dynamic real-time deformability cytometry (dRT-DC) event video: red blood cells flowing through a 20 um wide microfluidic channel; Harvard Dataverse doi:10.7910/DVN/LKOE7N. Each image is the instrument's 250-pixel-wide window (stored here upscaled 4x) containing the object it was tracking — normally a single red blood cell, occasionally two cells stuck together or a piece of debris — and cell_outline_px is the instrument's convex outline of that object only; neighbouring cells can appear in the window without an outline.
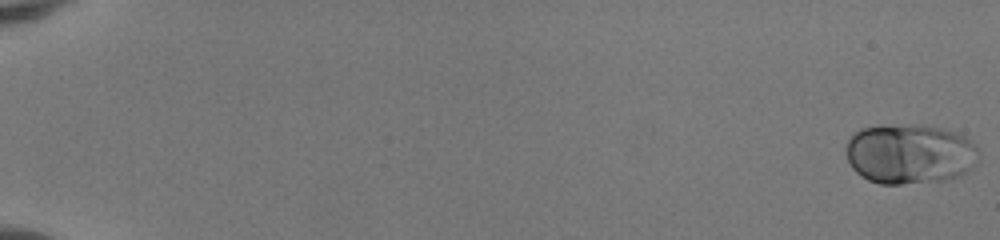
{"species": "human", "species_latin": "Homo sapiens", "temperature_condition": "room temperature", "stored_images_in_passage": 52, "camera_frame_rate_fps": 3000, "um_per_image_px": 0.085, "donor": {"sex": "female"}, "frame": {"image": 1, "passage_image": 1, "time_ms": 0.0, "image_size_px": [1000, 240], "cell_outline_px": [[976, 152], [972, 168], [956, 176], [944, 180], [904, 184], [880, 184], [868, 180], [860, 176], [852, 168], [848, 160], [844, 148], [848, 140], [860, 128], [908, 124], [920, 124], [940, 128], [964, 136], [976, 144]], "centroid_in_image_um": [77.27, 13.08], "position_along_channel_um": 7.7, "area_um2": 46.18}}
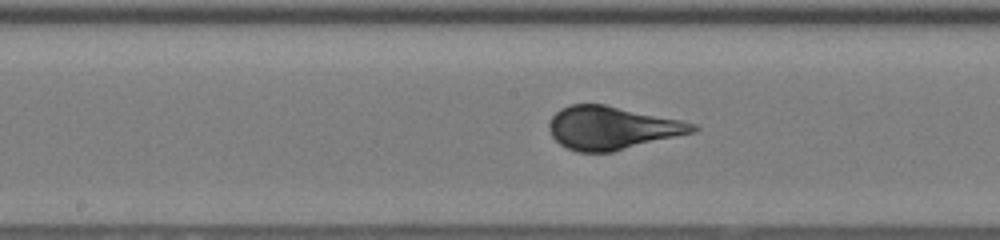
{"frame": {"image": 2, "passage_image": 30, "time_ms": 9.667, "image_size_px": [1000, 240], "cell_outline_px": [[700, 128], [696, 132], [612, 152], [576, 152], [560, 144], [552, 136], [548, 128], [548, 124], [552, 116], [560, 108], [568, 104], [604, 104], [680, 120], [696, 124]], "centroid_in_image_um": [52.01, 10.87], "position_along_channel_um": 196.2, "area_um2": 36.13}}
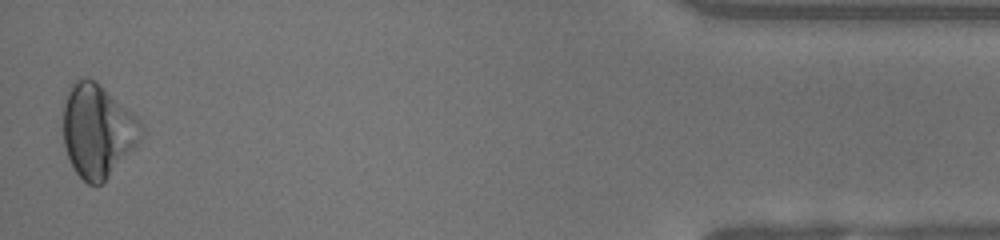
{"frame": {"image": 3, "passage_image": 52, "time_ms": 17.0, "image_size_px": [1000, 240], "cell_outline_px": [[144, 136], [108, 176], [100, 184], [88, 184], [76, 172], [68, 156], [64, 144], [64, 104], [68, 88], [80, 76], [96, 80], [132, 112], [140, 120], [144, 132]], "centroid_in_image_um": [8.3, 11.06], "position_along_channel_um": 426.9, "area_um2": 41.96}, "authors_computed_cell_mechanics": {"area_um2": 37.4544, "velocity_mm_per_s": 4.1029, "shape_relaxation_time_tau1_ms": 4.6263, "shape_relaxation_time_tau2_ms": null, "deformation_change_tau1": 0.189, "deformation_change_tau2": null}}